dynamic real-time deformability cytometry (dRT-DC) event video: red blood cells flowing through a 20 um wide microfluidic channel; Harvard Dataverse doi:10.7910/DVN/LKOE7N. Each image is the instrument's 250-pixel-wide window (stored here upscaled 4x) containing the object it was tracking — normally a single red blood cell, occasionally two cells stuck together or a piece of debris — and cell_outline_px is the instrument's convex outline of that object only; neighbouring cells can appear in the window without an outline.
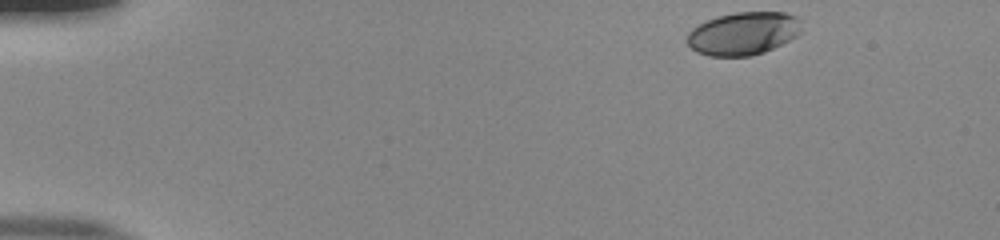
{"species": "human", "species_latin": "Homo sapiens", "temperature_condition": "room temperature", "stored_images_in_passage": 47, "camera_frame_rate_fps": 3000, "um_per_image_px": 0.085, "donor": {"sex": "male"}, "frame": {"image": 1, "passage_image": 1, "time_ms": 0.0, "image_size_px": [1000, 240], "cell_outline_px": [[800, 32], [796, 36], [764, 52], [748, 56], [708, 56], [696, 52], [684, 40], [688, 32], [692, 28], [708, 20], [720, 16], [736, 12], [784, 12], [796, 16], [800, 20]], "centroid_in_image_um": [63.14, 2.85], "position_along_channel_um": 21.9, "area_um2": 28.5}}
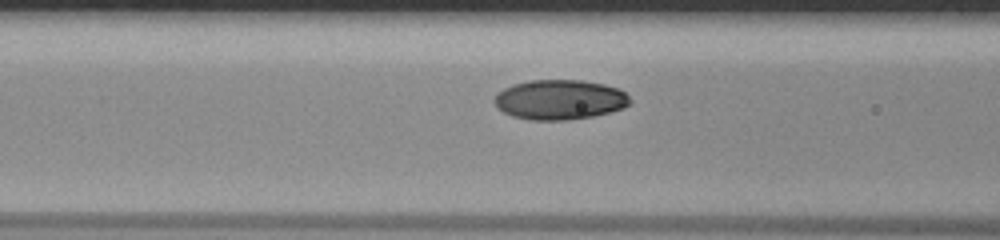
{"frame": {"image": 2, "passage_image": 17, "time_ms": 5.333, "image_size_px": [1000, 240], "cell_outline_px": [[632, 100], [624, 108], [592, 116], [568, 120], [528, 120], [512, 116], [496, 108], [492, 100], [496, 92], [512, 84], [528, 80], [580, 80], [604, 84], [616, 88], [624, 92]], "centroid_in_image_um": [47.51, 8.47], "position_along_channel_um": 119.1, "area_um2": 31.73}}
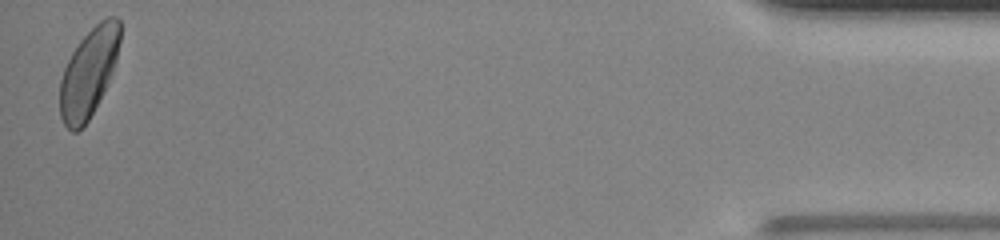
{"frame": {"image": 3, "passage_image": 47, "time_ms": 15.333, "image_size_px": [1000, 240], "cell_outline_px": [[120, 40], [116, 60], [112, 72], [88, 120], [76, 132], [72, 132], [64, 124], [60, 116], [60, 80], [64, 68], [72, 52], [80, 40], [100, 20], [108, 16], [116, 16], [120, 20]], "centroid_in_image_um": [7.53, 6.14], "position_along_channel_um": 427.7, "area_um2": 30.52}, "authors_computed_cell_mechanics": {"area_um2": 30.5184, "velocity_mm_per_s": 3.8872, "shape_relaxation_time_tau1_ms": 2.3931, "shape_relaxation_time_tau2_ms": null, "deformation_change_tau1": 0.1184, "deformation_change_tau2": null}}